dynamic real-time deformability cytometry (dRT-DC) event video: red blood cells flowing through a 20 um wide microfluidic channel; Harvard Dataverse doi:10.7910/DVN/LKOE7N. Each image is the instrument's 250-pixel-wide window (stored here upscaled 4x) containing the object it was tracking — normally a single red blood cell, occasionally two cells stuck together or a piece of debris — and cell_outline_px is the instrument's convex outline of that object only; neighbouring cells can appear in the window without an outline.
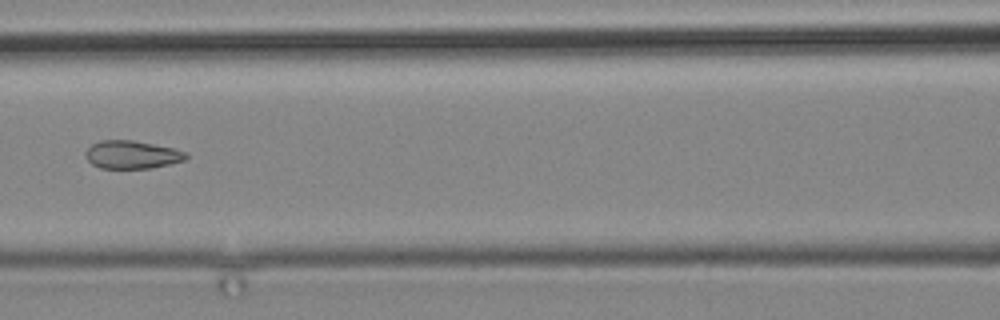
{"species": "common noctule bat (a hibernating species)", "species_latin": "Nyctalus noctula", "temperature_condition": "cold", "stored_images_in_passage": 10, "camera_frame_rate_fps": 3000, "um_per_image_px": 0.085, "animal": {"sex": "male", "body_mass_g": 19.2, "forearm_length_mm": 51.8}, "frame": {"image": 1, "passage_image": 7, "time_ms": 7.0, "image_size_px": [1000, 320], "cell_outline_px": [[188, 156], [184, 160], [152, 168], [100, 168], [92, 164], [84, 156], [84, 152], [92, 144], [100, 140], [132, 140], [172, 148], [184, 152]], "centroid_in_image_um": [11.15, 13.15], "position_along_channel_um": 155.4, "area_um2": 16.24}}
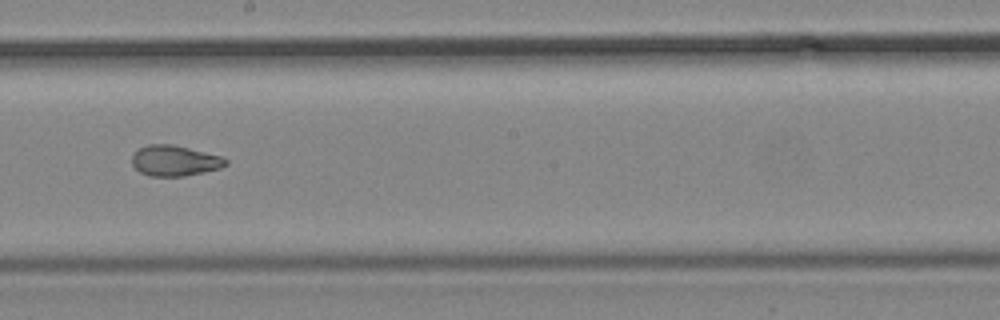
{"frame": {"image": 2, "passage_image": 9, "time_ms": 9.333, "image_size_px": [1000, 320], "cell_outline_px": [[228, 164], [220, 168], [204, 172], [184, 176], [148, 176], [140, 172], [132, 164], [132, 156], [140, 148], [148, 144], [172, 144], [220, 156], [228, 160]], "centroid_in_image_um": [14.84, 13.67], "position_along_channel_um": 233.4, "area_um2": 16.59}}
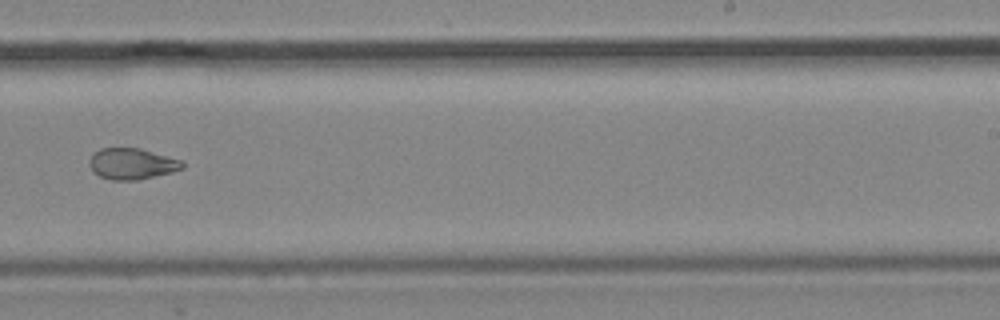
{"frame": {"image": 3, "passage_image": 10, "time_ms": 10.667, "image_size_px": [1000, 320], "cell_outline_px": [[184, 168], [172, 172], [136, 180], [112, 180], [100, 176], [92, 172], [88, 164], [88, 160], [100, 148], [140, 148], [180, 160], [184, 164]], "centroid_in_image_um": [11.18, 13.92], "position_along_channel_um": 277.8, "area_um2": 16.76}}